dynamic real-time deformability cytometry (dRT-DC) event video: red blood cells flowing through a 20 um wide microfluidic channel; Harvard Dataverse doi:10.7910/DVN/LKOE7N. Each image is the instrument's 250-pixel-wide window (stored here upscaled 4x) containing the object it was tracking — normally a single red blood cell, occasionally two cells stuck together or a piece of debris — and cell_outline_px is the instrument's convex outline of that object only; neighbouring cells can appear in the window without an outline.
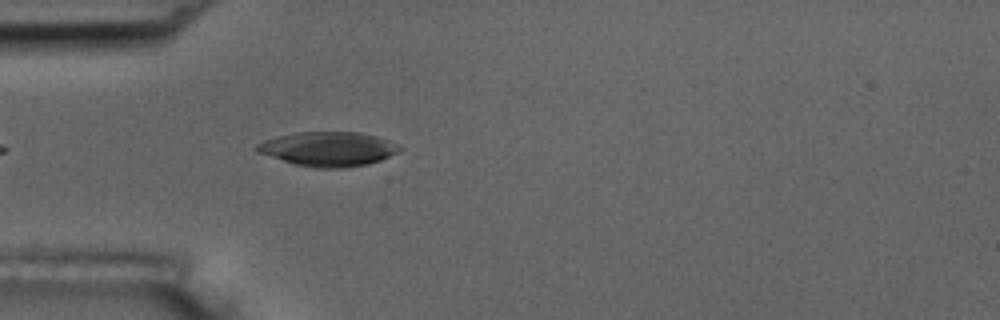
{"species": "common noctule bat (a hibernating species)", "species_latin": "Nyctalus noctula", "temperature_condition": "room temperature", "stored_images_in_passage": 5, "camera_frame_rate_fps": 3000, "um_per_image_px": 0.085, "animal": {"sex": "male", "body_mass_g": 17.5, "forearm_length_mm": 52.3}, "frame": {"image": 1, "passage_image": 5, "time_ms": 4.667, "image_size_px": [1000, 320], "cell_outline_px": [[404, 148], [400, 152], [380, 160], [368, 164], [344, 168], [312, 168], [292, 164], [256, 152], [252, 148], [256, 144], [264, 140], [276, 136], [296, 132], [360, 132], [376, 136], [388, 140]], "centroid_in_image_um": [27.86, 12.67], "position_along_channel_um": 57.1, "area_um2": 29.07}}